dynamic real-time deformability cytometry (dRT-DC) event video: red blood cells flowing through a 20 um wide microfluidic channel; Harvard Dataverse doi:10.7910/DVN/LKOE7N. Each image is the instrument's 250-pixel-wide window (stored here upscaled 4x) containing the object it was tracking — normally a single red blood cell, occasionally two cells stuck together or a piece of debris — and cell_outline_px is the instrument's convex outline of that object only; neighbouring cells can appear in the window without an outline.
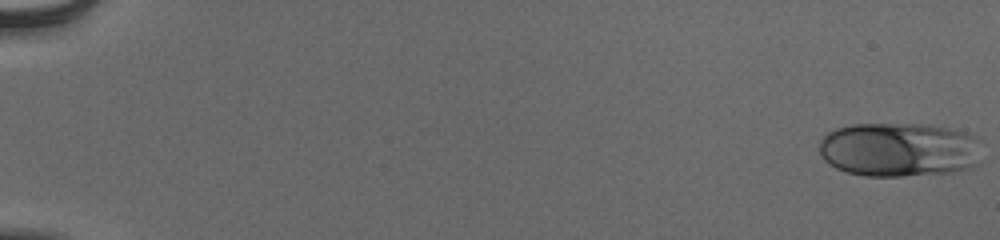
{"species": "human", "species_latin": "Homo sapiens", "temperature_condition": "cold", "stored_images_in_passage": 55, "camera_frame_rate_fps": 3000, "um_per_image_px": 0.085, "donor": {"sex": "male"}, "frame": {"image": 1, "passage_image": 1, "time_ms": 0.0, "image_size_px": [1000, 240], "cell_outline_px": [[980, 164], [968, 168], [952, 172], [900, 176], [864, 176], [848, 172], [836, 168], [828, 164], [824, 160], [820, 152], [820, 140], [828, 132], [836, 128], [852, 124], [924, 124], [948, 128], [964, 132], [976, 136], [980, 140]], "centroid_in_image_um": [76.45, 12.71], "position_along_channel_um": 8.6, "area_um2": 51.9}}
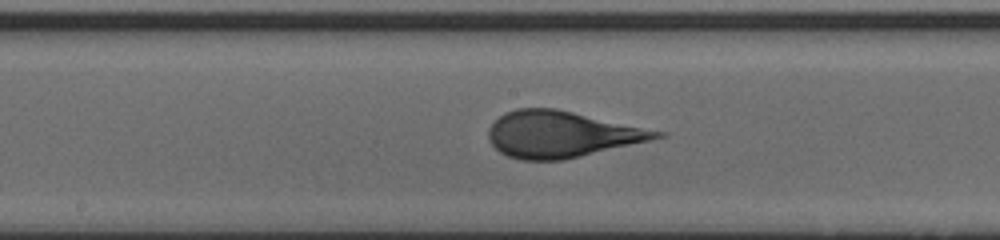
{"frame": {"image": 2, "passage_image": 31, "time_ms": 10.0, "image_size_px": [1000, 240], "cell_outline_px": [[668, 136], [564, 160], [520, 160], [508, 156], [500, 152], [492, 144], [488, 136], [488, 128], [504, 112], [516, 108], [556, 108], [668, 132]], "centroid_in_image_um": [47.76, 11.41], "position_along_channel_um": 200.4, "area_um2": 45.55}}
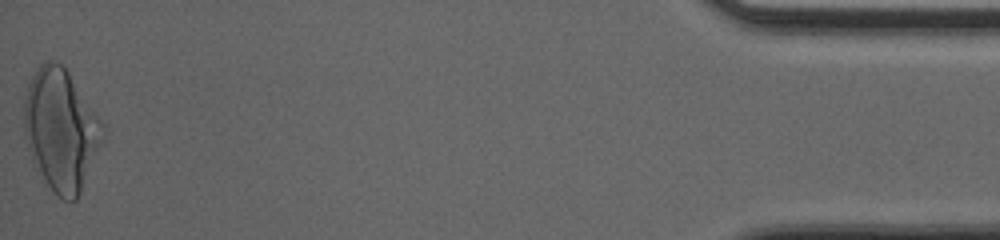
{"frame": {"image": 3, "passage_image": 55, "time_ms": 18.0, "image_size_px": [1000, 240], "cell_outline_px": [[104, 124], [80, 192], [76, 200], [64, 200], [40, 180], [32, 164], [24, 136], [24, 100], [28, 84], [32, 76], [40, 64], [44, 60], [52, 60], [60, 64], [68, 72]], "centroid_in_image_um": [5.07, 11.02], "position_along_channel_um": 430.1, "area_um2": 54.68}, "authors_computed_cell_mechanics": {"area_um2": 45.373, "velocity_mm_per_s": 3.8938, "shape_relaxation_time_tau1_ms": 6.6054, "shape_relaxation_time_tau2_ms": null, "deformation_change_tau1": 0.2216, "deformation_change_tau2": null}}